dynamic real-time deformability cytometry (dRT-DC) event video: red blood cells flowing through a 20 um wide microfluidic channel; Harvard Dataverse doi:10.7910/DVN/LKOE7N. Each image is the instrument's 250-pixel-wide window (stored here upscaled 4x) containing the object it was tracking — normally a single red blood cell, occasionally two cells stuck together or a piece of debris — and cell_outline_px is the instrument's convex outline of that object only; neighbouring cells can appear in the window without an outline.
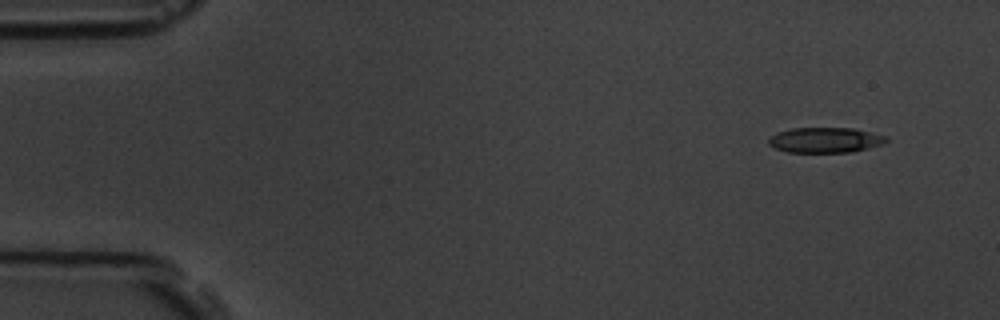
{"species": "common noctule bat (a hibernating species)", "species_latin": "Nyctalus noctula", "temperature_condition": "room temperature", "stored_images_in_passage": 6, "camera_frame_rate_fps": 3000, "um_per_image_px": 0.085, "animal": {"sex": "male", "body_mass_g": 19.5, "forearm_length_mm": 54.6}, "frame": {"image": 1, "passage_image": 1, "time_ms": 0.0, "image_size_px": [1000, 320], "cell_outline_px": [[888, 140], [880, 144], [868, 148], [852, 152], [788, 152], [776, 148], [768, 144], [768, 136], [792, 128], [852, 128], [888, 136]], "centroid_in_image_um": [70.13, 11.9], "position_along_channel_um": 14.9, "area_um2": 17.22}}
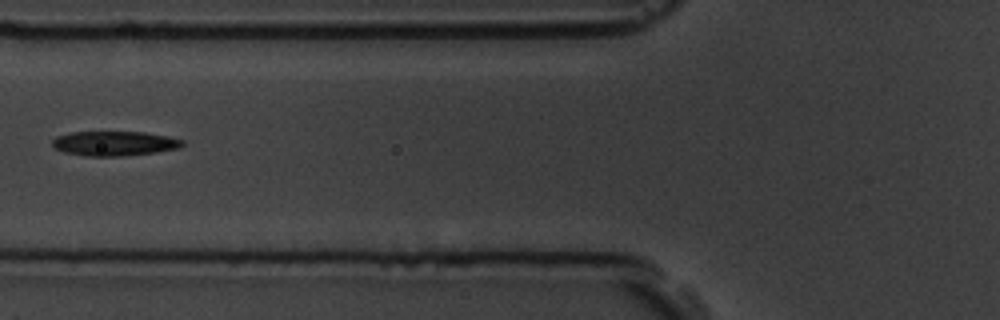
{"frame": {"image": 2, "passage_image": 5, "time_ms": 5.667, "image_size_px": [1000, 320], "cell_outline_px": [[184, 144], [180, 148], [156, 152], [120, 156], [88, 156], [64, 152], [56, 148], [52, 144], [52, 140], [56, 136], [68, 132], [144, 132], [168, 136], [184, 140]], "centroid_in_image_um": [9.73, 12.18], "position_along_channel_um": 116.1, "area_um2": 18.67}}
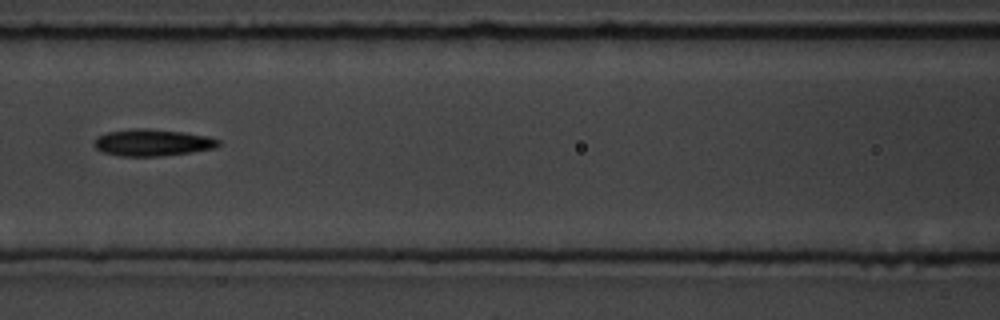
{"frame": {"image": 3, "passage_image": 6, "time_ms": 6.667, "image_size_px": [1000, 320], "cell_outline_px": [[220, 144], [216, 148], [160, 156], [120, 156], [104, 152], [96, 148], [92, 144], [96, 136], [108, 132], [136, 128], [148, 128], [184, 132], [208, 136], [220, 140]], "centroid_in_image_um": [12.94, 12.11], "position_along_channel_um": 153.7, "area_um2": 19.42}}